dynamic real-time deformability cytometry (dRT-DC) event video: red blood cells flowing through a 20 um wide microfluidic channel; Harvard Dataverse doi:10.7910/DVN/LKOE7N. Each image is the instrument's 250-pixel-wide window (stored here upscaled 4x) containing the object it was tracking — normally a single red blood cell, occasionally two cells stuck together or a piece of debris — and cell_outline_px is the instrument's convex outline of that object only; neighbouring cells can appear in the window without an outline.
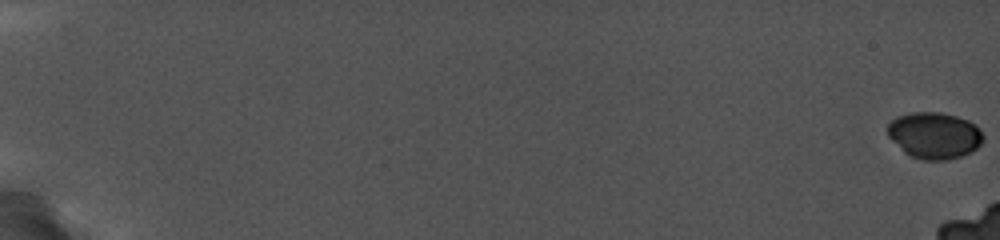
{"species": "common noctule bat (a hibernating species)", "species_latin": "Nyctalus noctula", "temperature_condition": "cold", "stored_images_in_passage": 12, "camera_frame_rate_fps": 5000, "um_per_image_px": 0.085, "animal": {"sex": "female", "body_mass_g": 19.0, "forearm_length_mm": 56.7}, "frame": {"image": 1, "passage_image": 1, "time_ms": 0.0, "image_size_px": [1000, 240], "cell_outline_px": [[984, 140], [972, 152], [960, 156], [944, 160], [920, 160], [904, 152], [888, 136], [888, 124], [892, 120], [900, 116], [912, 112], [940, 112], [956, 116], [968, 120], [976, 124], [980, 128], [984, 136]], "centroid_in_image_um": [79.45, 11.51], "position_along_channel_um": 5.5, "area_um2": 25.89}}